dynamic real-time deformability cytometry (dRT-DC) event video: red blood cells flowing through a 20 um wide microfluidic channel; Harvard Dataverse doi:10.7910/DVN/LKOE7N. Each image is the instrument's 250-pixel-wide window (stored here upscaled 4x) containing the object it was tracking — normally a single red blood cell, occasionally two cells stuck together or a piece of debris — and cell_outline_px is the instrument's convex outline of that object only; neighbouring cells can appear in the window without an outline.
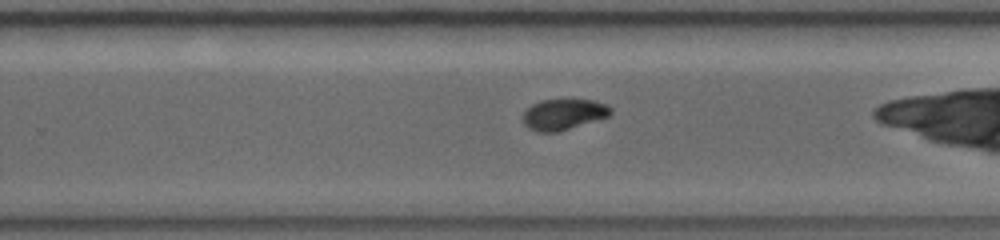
{"species": "common noctule bat (a hibernating species)", "species_latin": "Nyctalus noctula", "temperature_condition": "warm", "stored_images_in_passage": 25, "camera_frame_rate_fps": 5000, "um_per_image_px": 0.085, "animal": {"sex": "female", "body_mass_g": 19.0, "forearm_length_mm": 56.7}, "frame": {"image": 1, "passage_image": 15, "time_ms": 6.2, "image_size_px": [1000, 240], "cell_outline_px": [[612, 112], [608, 116], [556, 132], [536, 132], [528, 128], [524, 124], [524, 112], [532, 104], [540, 100], [592, 100], [608, 104], [612, 108]], "centroid_in_image_um": [47.89, 9.71], "position_along_channel_um": 281.9, "area_um2": 15.55}}
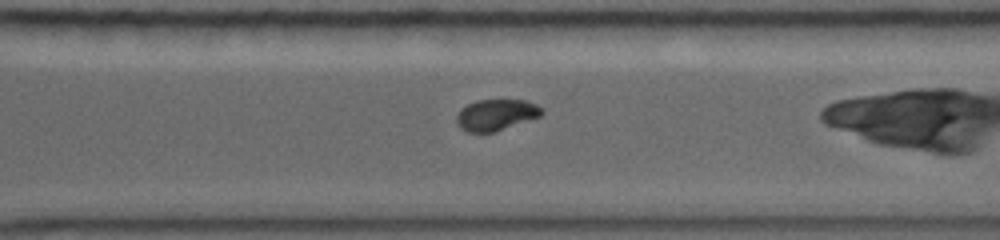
{"frame": {"image": 2, "passage_image": 18, "time_ms": 7.4, "image_size_px": [1000, 240], "cell_outline_px": [[544, 112], [540, 116], [492, 132], [468, 132], [460, 128], [456, 120], [456, 116], [460, 108], [476, 100], [524, 100], [536, 104]], "centroid_in_image_um": [42.12, 9.75], "position_along_channel_um": 328.5, "area_um2": 15.26}, "authors_computed_cell_mechanics": {"area_um2": 16.5308, "velocity_mm_per_s": 3.8687, "shape_relaxation_time_tau1_ms": 3.7373, "shape_relaxation_time_tau2_ms": 2.299, "deformation_change_tau1": 0.1526, "deformation_change_tau2": 0.0378}}